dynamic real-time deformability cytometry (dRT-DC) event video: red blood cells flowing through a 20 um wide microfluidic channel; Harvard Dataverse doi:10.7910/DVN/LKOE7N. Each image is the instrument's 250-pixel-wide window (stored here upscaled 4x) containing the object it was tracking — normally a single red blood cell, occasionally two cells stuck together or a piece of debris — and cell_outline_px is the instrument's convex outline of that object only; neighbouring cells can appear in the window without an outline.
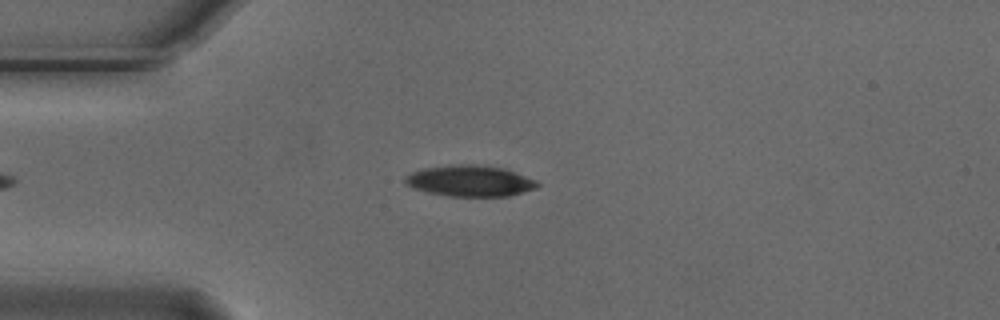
{"species": "Egyptian fruit bat (a non-hibernating species)", "species_latin": "Rousettus aegyptiacus", "temperature_condition": "cold", "stored_images_in_passage": 54, "camera_frame_rate_fps": 3000, "um_per_image_px": 0.085, "animal": {"sex": "male"}, "frame": {"image": 1, "passage_image": 13, "time_ms": 4.0, "image_size_px": [1000, 320], "cell_outline_px": [[540, 184], [536, 188], [508, 196], [448, 196], [428, 192], [416, 188], [408, 184], [404, 180], [412, 172], [424, 168], [460, 164], [472, 164], [504, 168], [536, 180]], "centroid_in_image_um": [39.99, 15.37], "position_along_channel_um": 45.0, "area_um2": 23.52}}
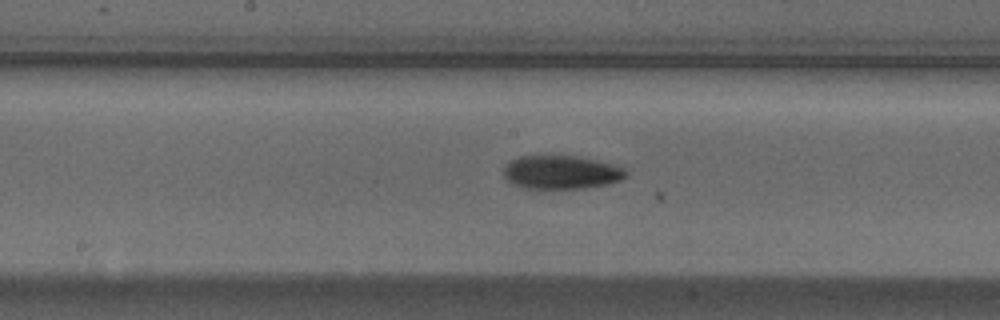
{"frame": {"image": 2, "passage_image": 27, "time_ms": 8.667, "image_size_px": [1000, 320], "cell_outline_px": [[628, 176], [620, 180], [608, 184], [584, 188], [524, 188], [512, 184], [504, 176], [504, 164], [520, 156], [576, 156], [612, 164], [624, 168], [628, 172]], "centroid_in_image_um": [47.7, 14.65], "position_along_channel_um": 200.5, "area_um2": 23.81}}
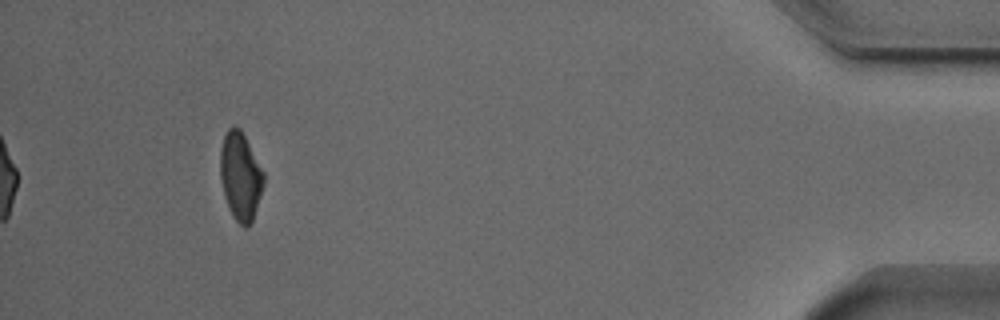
{"frame": {"image": 3, "passage_image": 50, "time_ms": 16.333, "image_size_px": [1000, 320], "cell_outline_px": [[264, 184], [252, 220], [244, 228], [232, 216], [228, 208], [224, 196], [220, 180], [220, 148], [224, 136], [228, 128], [240, 128], [264, 172]], "centroid_in_image_um": [20.42, 14.99], "position_along_channel_um": 414.8, "area_um2": 22.08}, "authors_computed_cell_mechanics": {"area_um2": 23.2067, "velocity_mm_per_s": 3.7176, "shape_relaxation_time_tau1_ms": 3.8332, "shape_relaxation_time_tau2_ms": null, "deformation_change_tau1": 0.1368, "deformation_change_tau2": null}}